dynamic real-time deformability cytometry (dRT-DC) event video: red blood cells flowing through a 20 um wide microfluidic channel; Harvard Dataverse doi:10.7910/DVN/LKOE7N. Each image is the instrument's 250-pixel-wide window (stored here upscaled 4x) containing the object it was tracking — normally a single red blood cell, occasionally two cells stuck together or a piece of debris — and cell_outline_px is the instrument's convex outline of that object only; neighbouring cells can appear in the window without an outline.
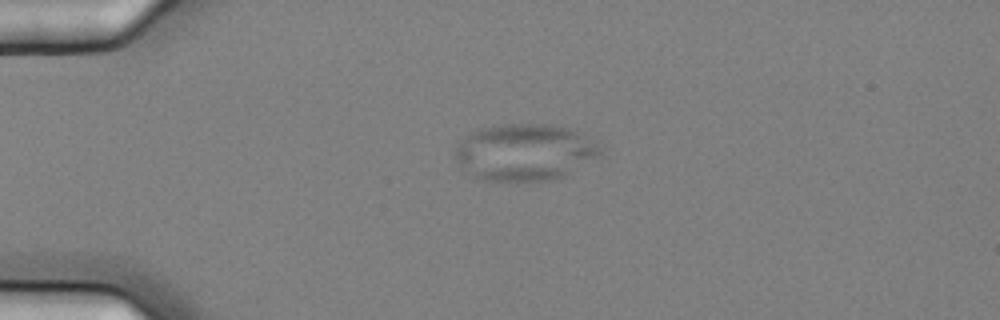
{"species": "common noctule bat (a hibernating species)", "species_latin": "Nyctalus noctula", "temperature_condition": "cold", "stored_images_in_passage": 2, "camera_frame_rate_fps": 3000, "um_per_image_px": 0.085, "animal": {"sex": "female", "body_mass_g": 25.1}, "frame": {"image": 1, "passage_image": 1, "time_ms": 0.0, "image_size_px": [1000, 320], "cell_outline_px": [[600, 152], [596, 156], [564, 176], [548, 180], [476, 180], [456, 160], [456, 148], [460, 136], [476, 128], [496, 124], [552, 124], [568, 128], [576, 132], [600, 148]], "centroid_in_image_um": [44.46, 12.91], "position_along_channel_um": 40.5, "area_um2": 47.51}}